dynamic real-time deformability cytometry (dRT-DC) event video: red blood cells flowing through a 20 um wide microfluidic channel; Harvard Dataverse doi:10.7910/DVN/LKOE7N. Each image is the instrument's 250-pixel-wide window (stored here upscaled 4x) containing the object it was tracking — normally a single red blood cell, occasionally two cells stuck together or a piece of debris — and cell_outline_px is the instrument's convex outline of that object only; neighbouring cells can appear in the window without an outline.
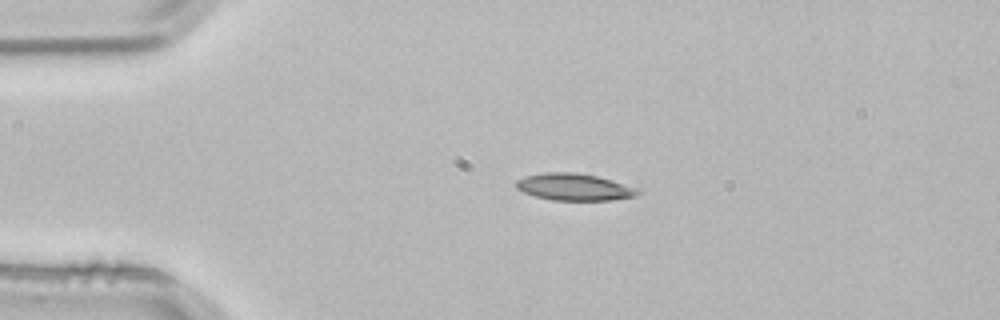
{"species": "common noctule bat (a hibernating species)", "species_latin": "Nyctalus noctula", "temperature_condition": "room temperature", "stored_images_in_passage": 2, "camera_frame_rate_fps": 3000, "um_per_image_px": 0.085, "animal": {"sex": "male", "body_mass_g": 21.5, "forearm_length_mm": 52.0}, "frame": {"image": 1, "passage_image": 2, "time_ms": 0.333, "image_size_px": [1000, 320], "cell_outline_px": [[644, 192], [636, 196], [612, 200], [552, 200], [536, 196], [524, 192], [516, 188], [516, 180], [524, 176], [544, 172], [576, 172], [596, 176], [612, 180], [636, 188]], "centroid_in_image_um": [48.82, 15.89], "position_along_channel_um": 36.2, "area_um2": 19.13}}